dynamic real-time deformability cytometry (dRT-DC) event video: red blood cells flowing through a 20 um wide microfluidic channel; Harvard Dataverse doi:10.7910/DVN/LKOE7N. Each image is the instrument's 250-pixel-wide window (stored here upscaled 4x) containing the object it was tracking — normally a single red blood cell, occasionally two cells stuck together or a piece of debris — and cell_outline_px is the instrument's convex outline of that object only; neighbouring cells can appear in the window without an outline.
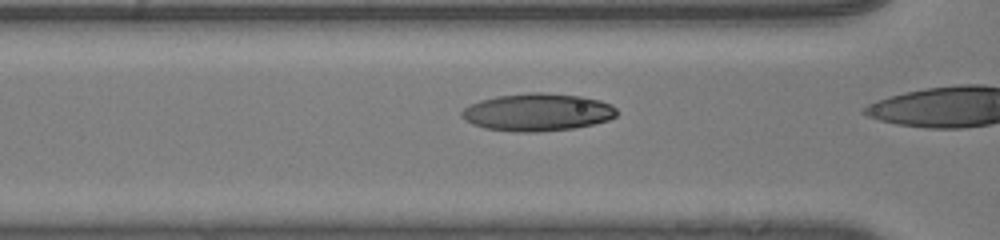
{"species": "human", "species_latin": "Homo sapiens", "temperature_condition": "room temperature", "stored_images_in_passage": 21, "camera_frame_rate_fps": 3000, "um_per_image_px": 0.085, "donor": {"sex": "male"}, "frame": {"image": 1, "passage_image": 20, "time_ms": 6.333, "image_size_px": [1000, 240], "cell_outline_px": [[616, 116], [608, 120], [592, 124], [572, 128], [540, 132], [516, 132], [484, 128], [472, 124], [464, 120], [460, 116], [460, 112], [468, 104], [480, 100], [496, 96], [528, 92], [540, 92], [584, 96], [600, 100], [612, 104], [616, 108]], "centroid_in_image_um": [45.65, 9.53], "position_along_channel_um": 121.0, "area_um2": 34.28}}